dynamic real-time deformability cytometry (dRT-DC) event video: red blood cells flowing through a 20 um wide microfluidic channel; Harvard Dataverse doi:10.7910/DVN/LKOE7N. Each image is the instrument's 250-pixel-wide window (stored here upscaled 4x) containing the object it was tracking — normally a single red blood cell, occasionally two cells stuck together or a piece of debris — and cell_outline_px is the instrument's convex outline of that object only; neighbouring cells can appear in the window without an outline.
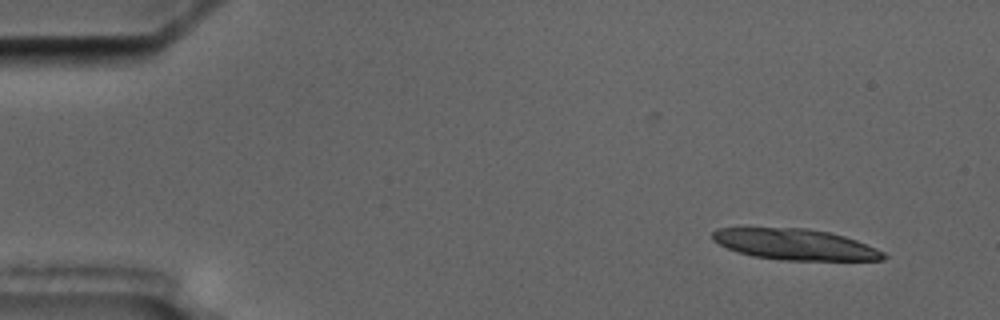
{"species": "common noctule bat (a hibernating species)", "species_latin": "Nyctalus noctula", "temperature_condition": "cold", "stored_images_in_passage": 5, "camera_frame_rate_fps": 3000, "um_per_image_px": 0.085, "animal": {"sex": "male", "body_mass_g": 17.5, "forearm_length_mm": 52.3}, "frame": {"image": 1, "passage_image": 2, "time_ms": 1.333, "image_size_px": [1000, 320], "cell_outline_px": [[888, 256], [884, 260], [784, 260], [752, 256], [728, 248], [712, 240], [712, 232], [716, 228], [808, 228], [828, 232], [844, 236], [856, 240], [876, 248], [884, 252]], "centroid_in_image_um": [67.6, 20.77], "position_along_channel_um": 17.4, "area_um2": 30.69}}